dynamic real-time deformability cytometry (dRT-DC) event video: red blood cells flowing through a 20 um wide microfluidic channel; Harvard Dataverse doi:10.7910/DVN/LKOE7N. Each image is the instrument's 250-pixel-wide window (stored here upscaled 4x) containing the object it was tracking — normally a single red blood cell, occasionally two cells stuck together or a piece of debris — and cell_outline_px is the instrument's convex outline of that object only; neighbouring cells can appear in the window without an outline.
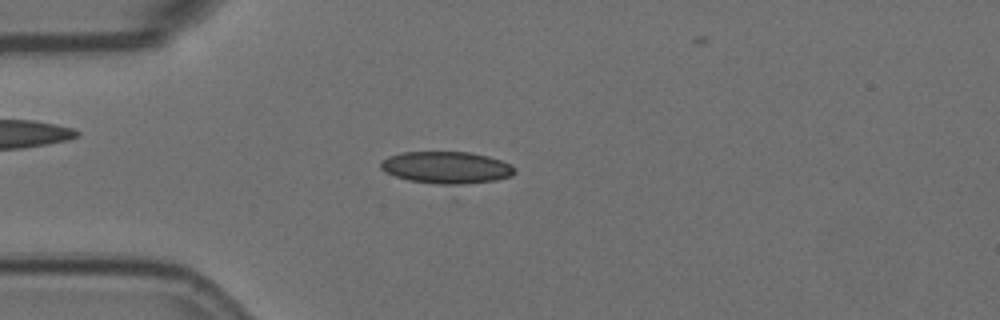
{"species": "Egyptian fruit bat (a non-hibernating species)", "species_latin": "Rousettus aegyptiacus", "temperature_condition": "room temperature", "stored_images_in_passage": 5, "camera_frame_rate_fps": 3000, "um_per_image_px": 0.085, "animal": {"sex": "female"}, "frame": {"image": 1, "passage_image": 4, "time_ms": 1.0, "image_size_px": [1000, 320], "cell_outline_px": [[516, 172], [512, 176], [496, 180], [464, 184], [436, 184], [408, 180], [384, 172], [380, 168], [380, 164], [388, 156], [400, 152], [468, 152], [488, 156], [512, 164], [516, 168]], "centroid_in_image_um": [37.97, 14.24], "position_along_channel_um": 47.0, "area_um2": 25.09}}